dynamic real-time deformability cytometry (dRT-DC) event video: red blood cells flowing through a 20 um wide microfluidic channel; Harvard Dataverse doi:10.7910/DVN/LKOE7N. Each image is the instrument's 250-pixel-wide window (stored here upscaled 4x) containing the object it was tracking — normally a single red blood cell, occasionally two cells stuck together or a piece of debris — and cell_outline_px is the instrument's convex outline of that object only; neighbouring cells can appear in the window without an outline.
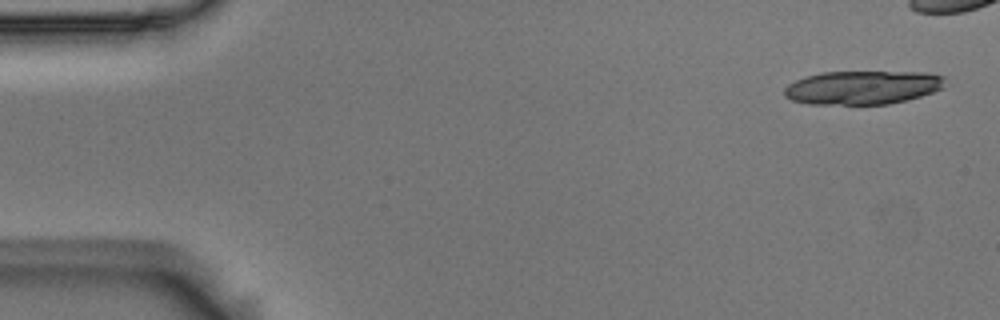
{"species": "Egyptian fruit bat (a non-hibernating species)", "species_latin": "Rousettus aegyptiacus", "temperature_condition": "room temperature", "stored_images_in_passage": 15, "camera_frame_rate_fps": 3000, "um_per_image_px": 0.085, "animal": {"sex": "male"}, "frame": {"image": 1, "passage_image": 1, "time_ms": 0.0, "image_size_px": [1000, 320], "cell_outline_px": [[944, 88], [920, 96], [888, 104], [808, 104], [792, 100], [784, 96], [784, 88], [788, 84], [804, 76], [820, 72], [928, 72], [944, 76]], "centroid_in_image_um": [73.3, 7.43], "position_along_channel_um": 11.7, "area_um2": 31.62}}
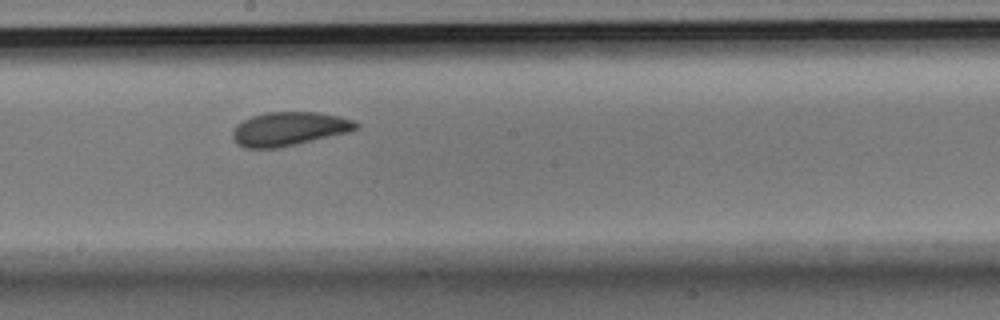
{"frame": {"image": 2, "passage_image": 9, "time_ms": 2.667, "image_size_px": [1000, 320], "cell_outline_px": [[360, 124], [356, 128], [348, 132], [276, 148], [244, 148], [236, 144], [232, 136], [232, 132], [236, 124], [252, 116], [264, 112], [320, 112], [340, 116], [352, 120]], "centroid_in_image_um": [24.53, 10.94], "position_along_channel_um": 223.7, "area_um2": 24.16}}
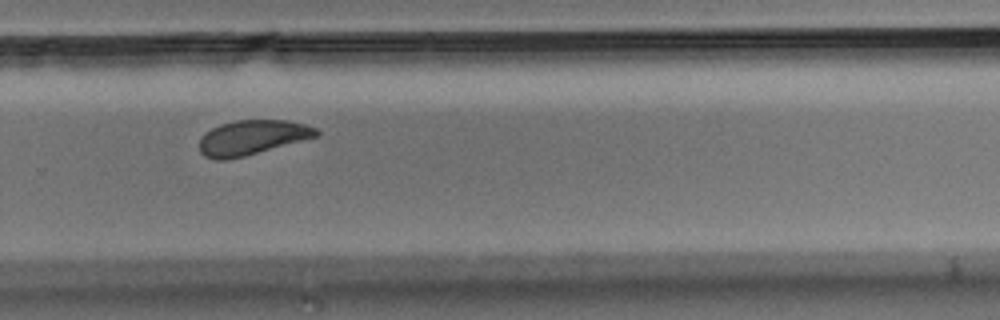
{"frame": {"image": 3, "passage_image": 11, "time_ms": 3.333, "image_size_px": [1000, 320], "cell_outline_px": [[320, 136], [244, 156], [224, 160], [216, 160], [204, 156], [200, 152], [200, 136], [204, 132], [220, 124], [236, 120], [288, 120], [304, 124], [316, 128], [320, 132]], "centroid_in_image_um": [21.43, 11.68], "position_along_channel_um": 308.4, "area_um2": 23.76}}